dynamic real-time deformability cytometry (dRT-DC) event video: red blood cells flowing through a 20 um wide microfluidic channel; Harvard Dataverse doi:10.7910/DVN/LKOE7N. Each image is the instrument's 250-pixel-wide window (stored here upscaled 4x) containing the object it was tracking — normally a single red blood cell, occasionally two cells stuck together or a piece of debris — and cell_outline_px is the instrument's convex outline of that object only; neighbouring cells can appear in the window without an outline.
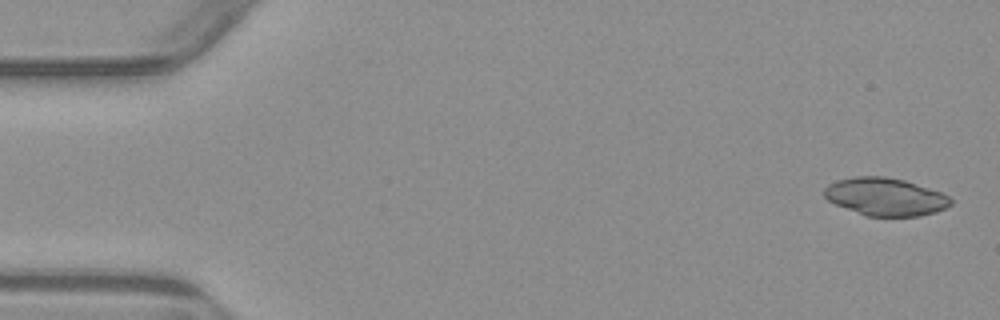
{"species": "common noctule bat (a hibernating species)", "species_latin": "Nyctalus noctula", "temperature_condition": "warm", "stored_images_in_passage": 4, "camera_frame_rate_fps": 3000, "um_per_image_px": 0.085, "animal": {"sex": "male", "body_mass_g": 23.1, "forearm_length_mm": 52.7}, "frame": {"image": 1, "passage_image": 1, "time_ms": 0.0, "image_size_px": [1000, 320], "cell_outline_px": [[952, 204], [936, 212], [920, 216], [864, 216], [836, 204], [828, 200], [824, 196], [824, 188], [828, 184], [836, 180], [856, 176], [884, 176], [904, 180], [940, 192], [948, 196], [952, 200]], "centroid_in_image_um": [75.23, 16.72], "position_along_channel_um": 9.8, "area_um2": 27.8}}